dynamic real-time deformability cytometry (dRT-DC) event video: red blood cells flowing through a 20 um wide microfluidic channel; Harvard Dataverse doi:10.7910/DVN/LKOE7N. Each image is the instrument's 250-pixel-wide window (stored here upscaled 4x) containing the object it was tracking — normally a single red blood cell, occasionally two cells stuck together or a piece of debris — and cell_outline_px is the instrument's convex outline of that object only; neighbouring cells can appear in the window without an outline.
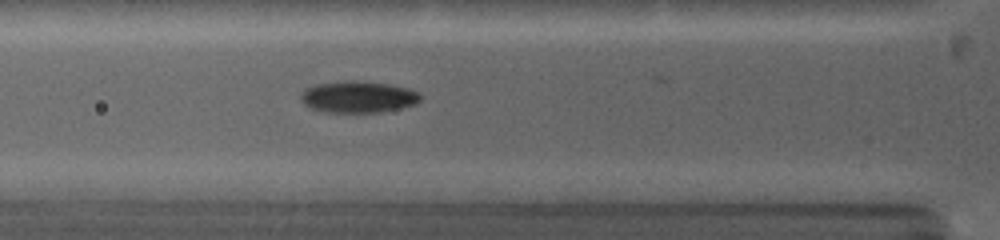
{"species": "common noctule bat (a hibernating species)", "species_latin": "Nyctalus noctula", "temperature_condition": "warm", "stored_images_in_passage": 6, "camera_frame_rate_fps": 5000, "um_per_image_px": 0.085, "animal": {"sex": "female", "body_mass_g": 19.0, "forearm_length_mm": 53.3}, "frame": {"image": 1, "passage_image": 6, "time_ms": 3.0, "image_size_px": [1000, 240], "cell_outline_px": [[424, 96], [416, 104], [380, 112], [324, 112], [308, 108], [300, 100], [300, 96], [304, 88], [316, 84], [344, 80], [348, 80], [388, 84], [408, 88], [420, 92]], "centroid_in_image_um": [30.42, 8.23], "position_along_channel_um": 95.4, "area_um2": 22.25}}